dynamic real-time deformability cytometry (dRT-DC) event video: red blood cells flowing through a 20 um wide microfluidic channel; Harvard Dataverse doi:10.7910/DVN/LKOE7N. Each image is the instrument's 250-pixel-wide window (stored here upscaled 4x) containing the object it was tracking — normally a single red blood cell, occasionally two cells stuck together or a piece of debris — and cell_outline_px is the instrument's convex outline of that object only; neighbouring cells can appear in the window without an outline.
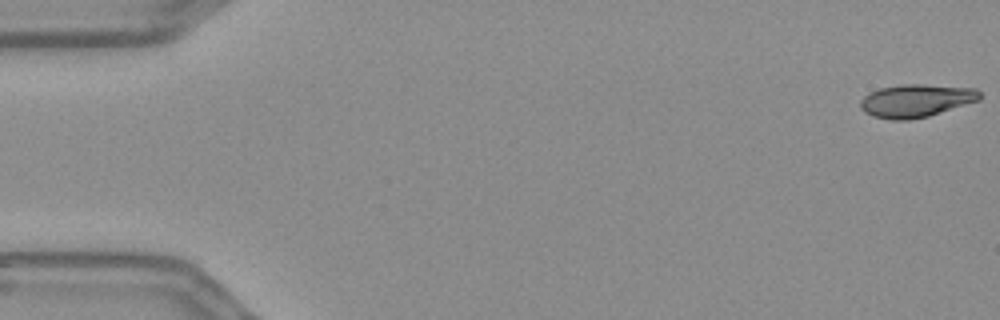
{"species": "Egyptian fruit bat (a non-hibernating species)", "species_latin": "Rousettus aegyptiacus", "temperature_condition": "warm", "stored_images_in_passage": 56, "camera_frame_rate_fps": 3000, "um_per_image_px": 0.085, "frame": {"image": 1, "passage_image": 1, "time_ms": 0.0, "image_size_px": [1000, 320], "cell_outline_px": [[980, 100], [928, 116], [908, 120], [892, 120], [872, 116], [864, 112], [860, 108], [860, 100], [868, 92], [880, 88], [904, 84], [920, 84], [976, 88], [980, 92]], "centroid_in_image_um": [77.83, 8.56], "position_along_channel_um": 7.2, "area_um2": 22.95}}
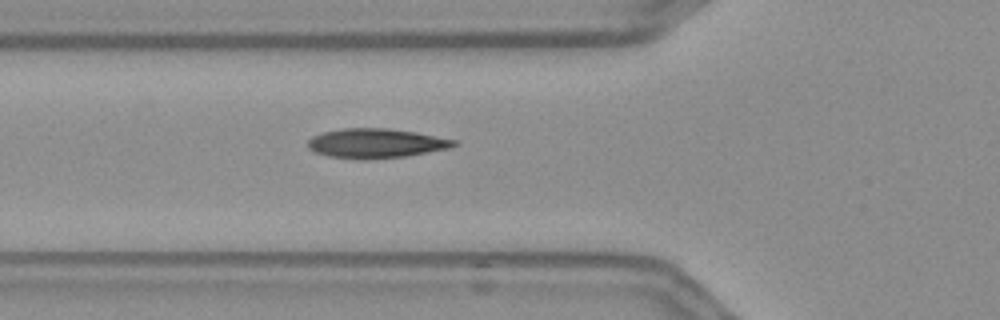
{"frame": {"image": 2, "passage_image": 20, "time_ms": 6.333, "image_size_px": [1000, 320], "cell_outline_px": [[460, 144], [448, 148], [428, 152], [404, 156], [364, 160], [360, 160], [328, 156], [316, 152], [308, 148], [308, 140], [312, 136], [324, 132], [340, 128], [388, 128], [416, 132], [456, 140]], "centroid_in_image_um": [31.94, 12.18], "position_along_channel_um": 93.9, "area_um2": 25.14}}
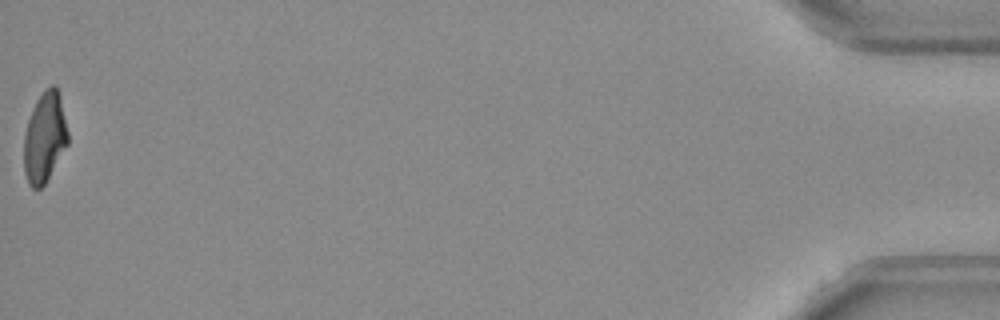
{"frame": {"image": 3, "passage_image": 56, "time_ms": 18.333, "image_size_px": [1000, 320], "cell_outline_px": [[68, 144], [44, 184], [40, 188], [32, 188], [28, 184], [24, 172], [24, 132], [32, 108], [36, 100], [44, 88], [52, 84], [56, 84], [60, 96], [68, 132]], "centroid_in_image_um": [3.79, 11.64], "position_along_channel_um": 431.4, "area_um2": 23.24}, "authors_computed_cell_mechanics": {"area_um2": 23.7269, "velocity_mm_per_s": 3.65, "shape_relaxation_time_tau1_ms": 10.7856, "shape_relaxation_time_tau2_ms": 1.3591, "deformation_change_tau1": 0.2722, "deformation_change_tau2": 0.075}}